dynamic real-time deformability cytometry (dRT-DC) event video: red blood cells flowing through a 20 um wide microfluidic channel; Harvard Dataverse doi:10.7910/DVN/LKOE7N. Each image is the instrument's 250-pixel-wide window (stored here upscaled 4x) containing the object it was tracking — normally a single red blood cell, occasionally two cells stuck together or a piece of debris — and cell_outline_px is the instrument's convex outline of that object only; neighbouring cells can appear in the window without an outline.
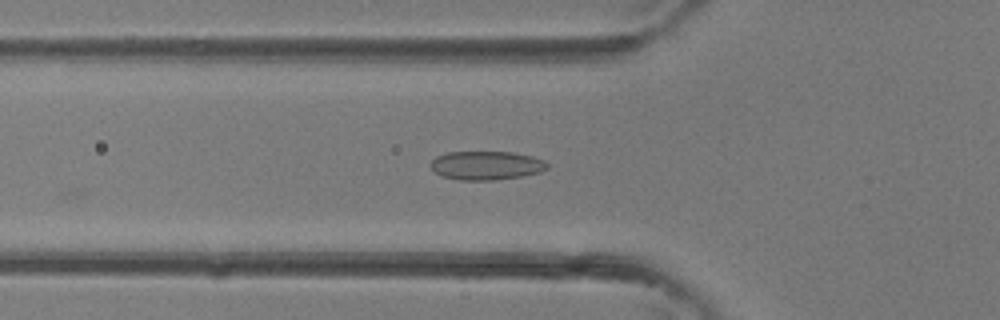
{"species": "common noctule bat (a hibernating species)", "species_latin": "Nyctalus noctula", "temperature_condition": "room temperature", "stored_images_in_passage": 22, "camera_frame_rate_fps": 3000, "um_per_image_px": 0.085, "animal": {"sex": "female"}, "frame": {"image": 1, "passage_image": 2, "time_ms": 0.333, "image_size_px": [1000, 320], "cell_outline_px": [[548, 168], [540, 172], [520, 176], [492, 180], [460, 180], [440, 176], [428, 164], [436, 156], [448, 152], [512, 152], [532, 156], [544, 160], [548, 164]], "centroid_in_image_um": [41.31, 14.06], "position_along_channel_um": 84.5, "area_um2": 19.54}}
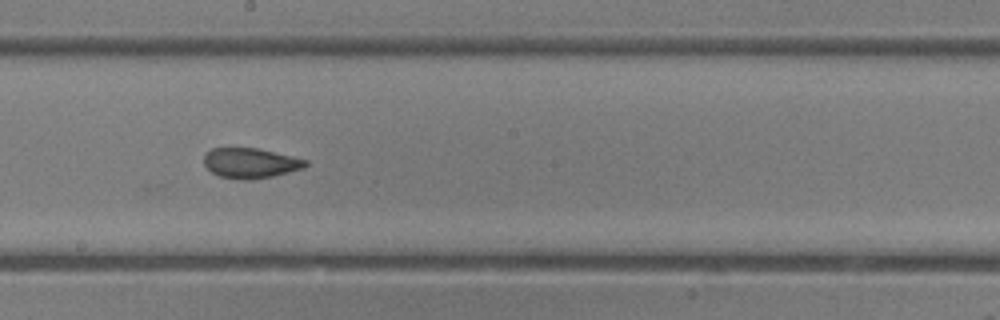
{"frame": {"image": 2, "passage_image": 10, "time_ms": 3.0, "image_size_px": [1000, 320], "cell_outline_px": [[308, 164], [304, 168], [272, 176], [252, 180], [240, 180], [220, 176], [212, 172], [204, 164], [204, 156], [212, 148], [256, 148], [292, 156], [308, 160]], "centroid_in_image_um": [21.3, 13.87], "position_along_channel_um": 226.9, "area_um2": 17.74}}
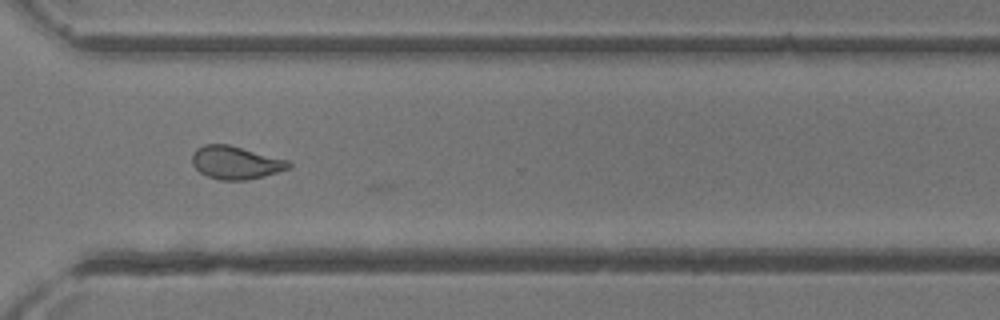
{"frame": {"image": 3, "passage_image": 17, "time_ms": 5.333, "image_size_px": [1000, 320], "cell_outline_px": [[292, 164], [288, 168], [264, 176], [244, 180], [220, 180], [208, 176], [200, 172], [192, 164], [192, 152], [196, 148], [204, 144], [228, 144], [288, 160]], "centroid_in_image_um": [19.99, 13.81], "position_along_channel_um": 350.6, "area_um2": 18.44}}